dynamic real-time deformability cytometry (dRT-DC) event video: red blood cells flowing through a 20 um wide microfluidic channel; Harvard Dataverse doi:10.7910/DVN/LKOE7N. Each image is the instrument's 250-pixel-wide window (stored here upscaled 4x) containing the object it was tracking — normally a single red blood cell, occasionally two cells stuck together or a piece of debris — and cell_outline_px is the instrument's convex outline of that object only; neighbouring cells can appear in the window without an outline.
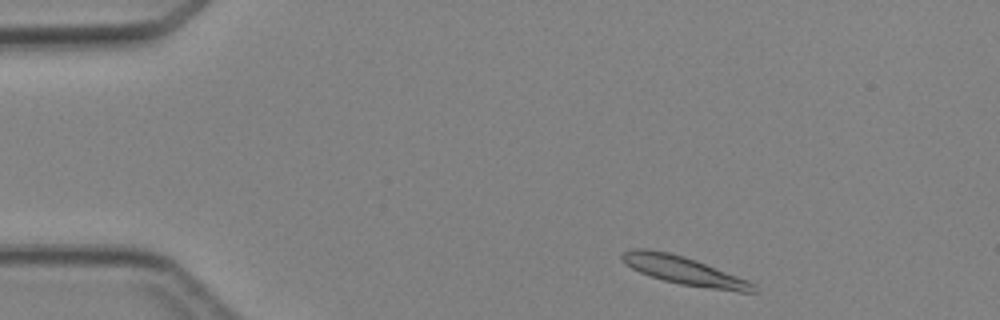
{"species": "Egyptian fruit bat (a non-hibernating species)", "species_latin": "Rousettus aegyptiacus", "temperature_condition": "cold", "stored_images_in_passage": 4, "camera_frame_rate_fps": 3000, "um_per_image_px": 0.085, "animal": {"sex": "female"}, "frame": {"image": 1, "passage_image": 1, "time_ms": 0.0, "image_size_px": [1000, 320], "cell_outline_px": [[756, 292], [736, 292], [680, 284], [664, 280], [640, 272], [632, 268], [620, 260], [620, 256], [624, 252], [632, 248], [648, 248], [668, 252], [684, 256], [696, 260], [748, 280], [756, 284]], "centroid_in_image_um": [58.14, 23.0], "position_along_channel_um": 26.9, "area_um2": 21.62}}
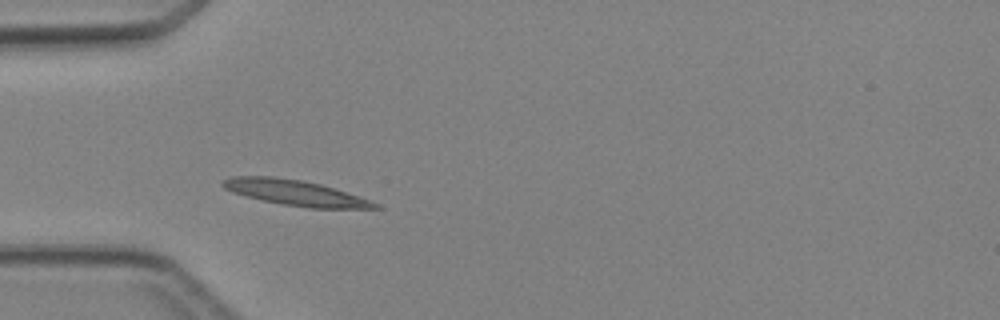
{"frame": {"image": 2, "passage_image": 3, "time_ms": 2.333, "image_size_px": [1000, 320], "cell_outline_px": [[380, 208], [308, 208], [284, 204], [264, 200], [232, 192], [224, 188], [220, 184], [224, 180], [232, 176], [272, 176], [304, 180], [320, 184], [372, 200]], "centroid_in_image_um": [25.08, 16.37], "position_along_channel_um": 59.9, "area_um2": 22.25}}
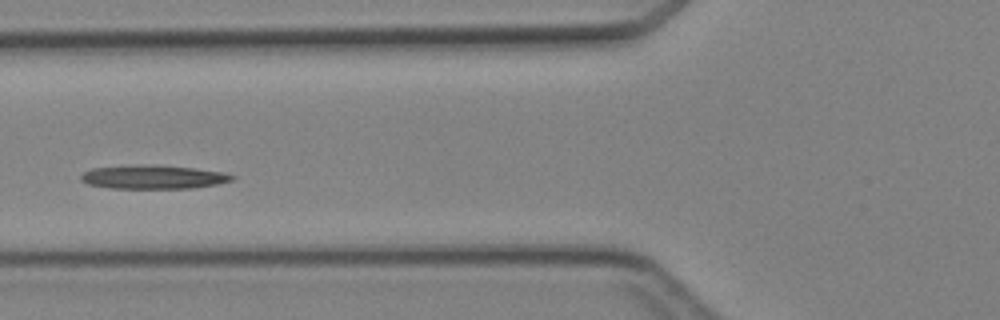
{"frame": {"image": 3, "passage_image": 4, "time_ms": 3.667, "image_size_px": [1000, 320], "cell_outline_px": [[236, 176], [232, 180], [216, 184], [192, 188], [112, 188], [88, 184], [80, 180], [80, 176], [84, 172], [92, 168], [192, 168], [224, 172]], "centroid_in_image_um": [13.08, 15.11], "position_along_channel_um": 112.7, "area_um2": 19.25}}